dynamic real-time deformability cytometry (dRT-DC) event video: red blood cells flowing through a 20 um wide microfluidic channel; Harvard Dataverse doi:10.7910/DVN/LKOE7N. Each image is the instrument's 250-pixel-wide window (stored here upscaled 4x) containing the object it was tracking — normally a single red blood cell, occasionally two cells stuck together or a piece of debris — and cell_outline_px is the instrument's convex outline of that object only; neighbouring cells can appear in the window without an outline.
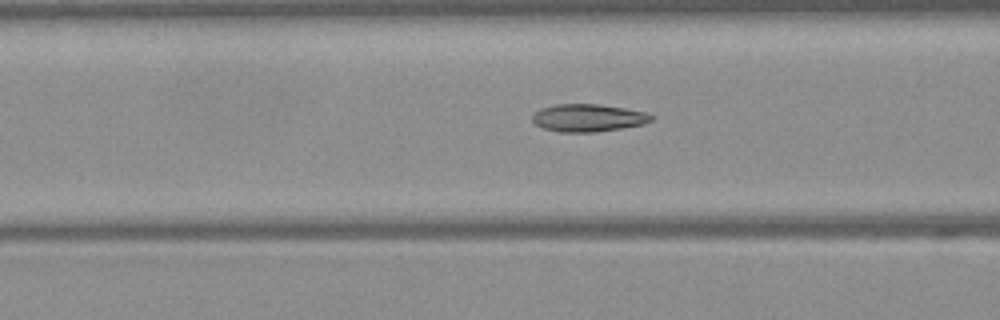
{"species": "Egyptian fruit bat (a non-hibernating species)", "species_latin": "Rousettus aegyptiacus", "temperature_condition": "warm", "stored_images_in_passage": 50, "camera_frame_rate_fps": 3000, "um_per_image_px": 0.085, "frame": {"image": 1, "passage_image": 20, "time_ms": 6.333, "image_size_px": [1000, 320], "cell_outline_px": [[652, 120], [644, 124], [620, 128], [592, 132], [560, 132], [544, 128], [536, 124], [532, 120], [532, 116], [540, 108], [556, 104], [600, 104], [648, 112], [652, 116]], "centroid_in_image_um": [49.99, 10.01], "position_along_channel_um": 116.6, "area_um2": 19.02}}
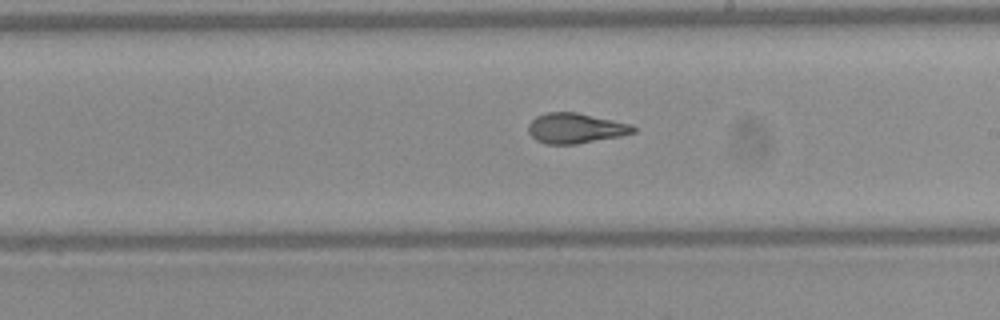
{"frame": {"image": 2, "passage_image": 29, "time_ms": 9.333, "image_size_px": [1000, 320], "cell_outline_px": [[636, 132], [620, 136], [576, 144], [544, 144], [536, 140], [528, 132], [528, 124], [536, 116], [544, 112], [576, 112], [632, 124], [636, 128]], "centroid_in_image_um": [48.9, 10.89], "position_along_channel_um": 240.1, "area_um2": 18.55}}
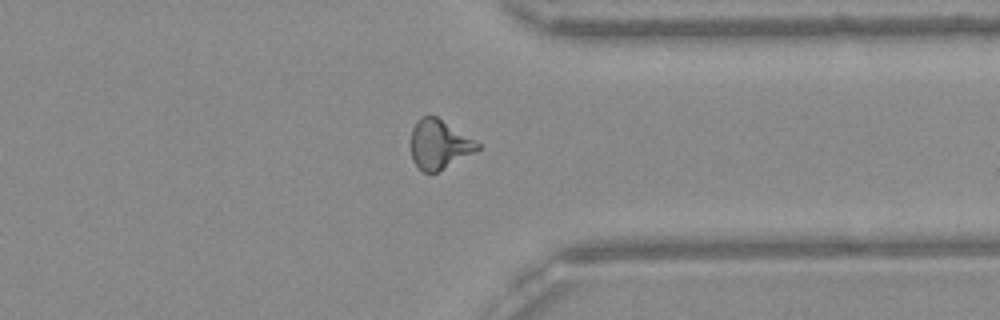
{"frame": {"image": 3, "passage_image": 39, "time_ms": 12.667, "image_size_px": [1000, 320], "cell_outline_px": [[480, 148], [476, 152], [436, 172], [424, 172], [412, 160], [412, 128], [424, 116], [436, 116], [476, 140], [480, 144]], "centroid_in_image_um": [37.37, 12.28], "position_along_channel_um": 374.0, "area_um2": 18.73}, "authors_computed_cell_mechanics": {"area_um2": 18.9006, "velocity_mm_per_s": 4.1089, "shape_relaxation_time_tau1_ms": null, "shape_relaxation_time_tau2_ms": 1.3519, "deformation_change_tau1": null, "deformation_change_tau2": 0.0897}}